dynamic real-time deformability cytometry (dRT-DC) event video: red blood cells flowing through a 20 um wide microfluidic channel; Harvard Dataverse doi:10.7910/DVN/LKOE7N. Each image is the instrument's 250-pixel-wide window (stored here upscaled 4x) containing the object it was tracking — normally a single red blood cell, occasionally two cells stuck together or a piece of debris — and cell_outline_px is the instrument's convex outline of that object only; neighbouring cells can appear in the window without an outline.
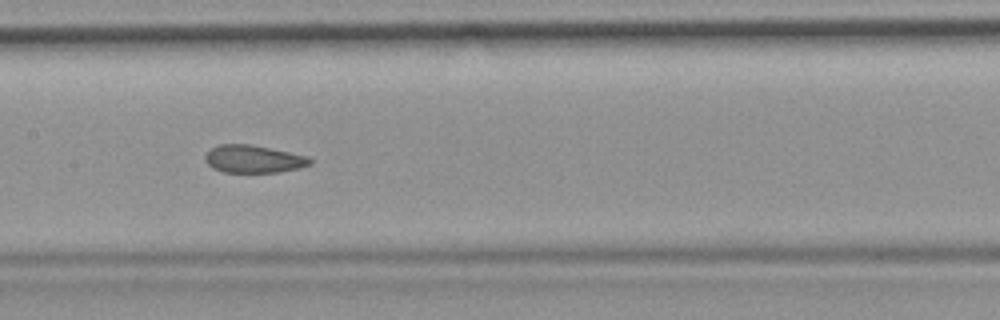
{"species": "common noctule bat (a hibernating species)", "species_latin": "Nyctalus noctula", "temperature_condition": "room temperature", "stored_images_in_passage": 38, "camera_frame_rate_fps": 3000, "um_per_image_px": 0.085, "animal": {"sex": "female", "body_mass_g": 19.9}, "frame": {"image": 1, "passage_image": 12, "time_ms": 3.667, "image_size_px": [1000, 320], "cell_outline_px": [[312, 164], [300, 168], [280, 172], [224, 172], [212, 168], [204, 160], [204, 156], [212, 148], [220, 144], [248, 144], [308, 156], [312, 160]], "centroid_in_image_um": [21.55, 13.52], "position_along_channel_um": 185.9, "area_um2": 16.82}, "authors_computed_cell_mechanics": {"area_um2": 17.6579, "velocity_mm_per_s": 3.9172, "shape_relaxation_time_tau1_ms": null, "shape_relaxation_time_tau2_ms": 1.8323, "deformation_change_tau1": null, "deformation_change_tau2": 0.0714}}